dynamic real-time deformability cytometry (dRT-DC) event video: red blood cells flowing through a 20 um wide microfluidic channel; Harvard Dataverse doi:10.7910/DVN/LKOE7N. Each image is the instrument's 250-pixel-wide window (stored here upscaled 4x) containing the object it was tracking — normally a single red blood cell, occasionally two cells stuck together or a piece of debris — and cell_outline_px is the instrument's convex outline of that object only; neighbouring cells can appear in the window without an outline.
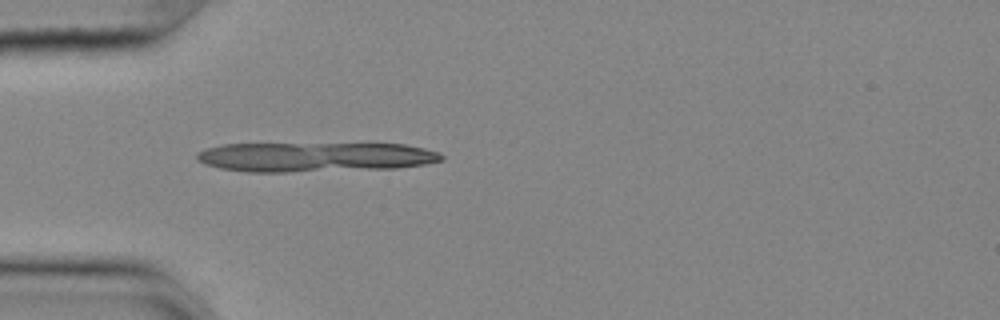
{"species": "common noctule bat (a hibernating species)", "species_latin": "Nyctalus noctula", "temperature_condition": "cold", "stored_images_in_passage": 35, "segment_of_instrument_passage": [1, 2], "camera_frame_rate_fps": 3000, "um_per_image_px": 0.085, "animal": {"sex": "female", "body_mass_g": 25.1}, "frame": {"image": 1, "passage_image": 1, "time_ms": 0.0, "image_size_px": [1000, 320], "cell_outline_px": [[444, 160], [424, 164], [396, 168], [284, 172], [248, 172], [220, 168], [204, 164], [196, 156], [196, 152], [208, 148], [224, 144], [404, 144], [424, 148], [440, 152], [444, 156]], "centroid_in_image_um": [26.8, 13.34], "position_along_channel_um": 58.2, "area_um2": 42.08}}